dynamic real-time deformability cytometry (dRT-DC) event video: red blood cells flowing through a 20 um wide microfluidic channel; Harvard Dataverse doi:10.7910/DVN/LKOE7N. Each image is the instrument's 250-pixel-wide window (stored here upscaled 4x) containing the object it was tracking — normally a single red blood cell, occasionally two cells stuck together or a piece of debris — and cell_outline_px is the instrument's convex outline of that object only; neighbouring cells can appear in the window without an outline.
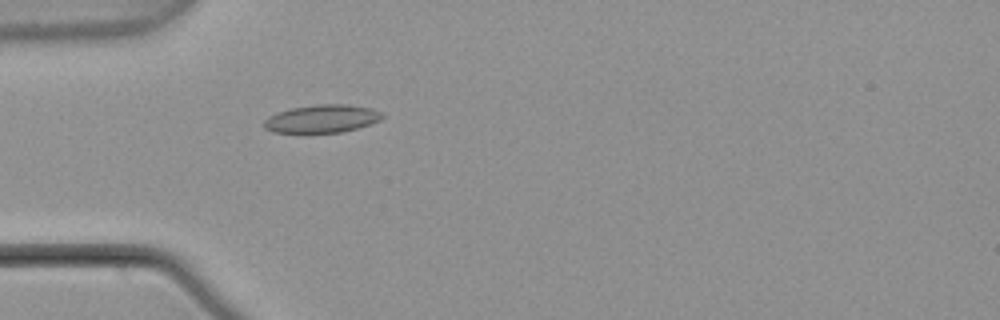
{"species": "common noctule bat (a hibernating species)", "species_latin": "Nyctalus noctula", "temperature_condition": "warm", "stored_images_in_passage": 1, "camera_frame_rate_fps": 3000, "um_per_image_px": 0.085, "animal": {"sex": "male", "body_mass_g": 21.5, "forearm_length_mm": 52.0}, "frame": {"image": 1, "passage_image": 1, "time_ms": 0.0, "image_size_px": [1000, 320], "cell_outline_px": [[384, 116], [380, 120], [344, 132], [272, 132], [264, 128], [264, 120], [268, 116], [292, 108], [316, 104], [348, 104], [372, 108], [380, 112]], "centroid_in_image_um": [27.37, 10.08], "position_along_channel_um": 57.6, "area_um2": 19.07}}